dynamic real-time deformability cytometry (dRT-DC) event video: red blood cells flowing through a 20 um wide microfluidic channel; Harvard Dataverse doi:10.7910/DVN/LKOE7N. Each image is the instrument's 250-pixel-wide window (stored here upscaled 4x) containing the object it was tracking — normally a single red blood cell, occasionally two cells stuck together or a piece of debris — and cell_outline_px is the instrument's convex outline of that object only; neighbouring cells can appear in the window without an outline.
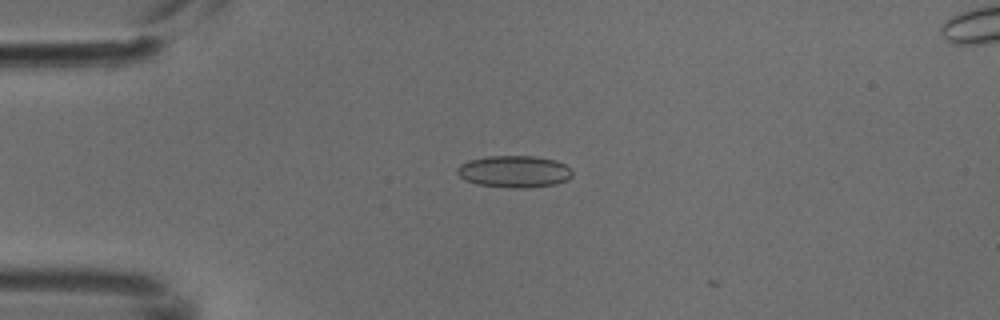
{"species": "common noctule bat (a hibernating species)", "species_latin": "Nyctalus noctula", "temperature_condition": "cold", "stored_images_in_passage": 3, "camera_frame_rate_fps": 3000, "um_per_image_px": 0.085, "animal": {"sex": "male", "body_mass_g": 18.8}, "frame": {"image": 1, "passage_image": 2, "time_ms": 0.333, "image_size_px": [1000, 320], "cell_outline_px": [[572, 176], [568, 180], [556, 184], [528, 188], [512, 188], [476, 184], [464, 180], [456, 172], [456, 168], [460, 164], [468, 160], [484, 156], [536, 156], [556, 160], [572, 168]], "centroid_in_image_um": [43.71, 14.58], "position_along_channel_um": 41.3, "area_um2": 21.79}}